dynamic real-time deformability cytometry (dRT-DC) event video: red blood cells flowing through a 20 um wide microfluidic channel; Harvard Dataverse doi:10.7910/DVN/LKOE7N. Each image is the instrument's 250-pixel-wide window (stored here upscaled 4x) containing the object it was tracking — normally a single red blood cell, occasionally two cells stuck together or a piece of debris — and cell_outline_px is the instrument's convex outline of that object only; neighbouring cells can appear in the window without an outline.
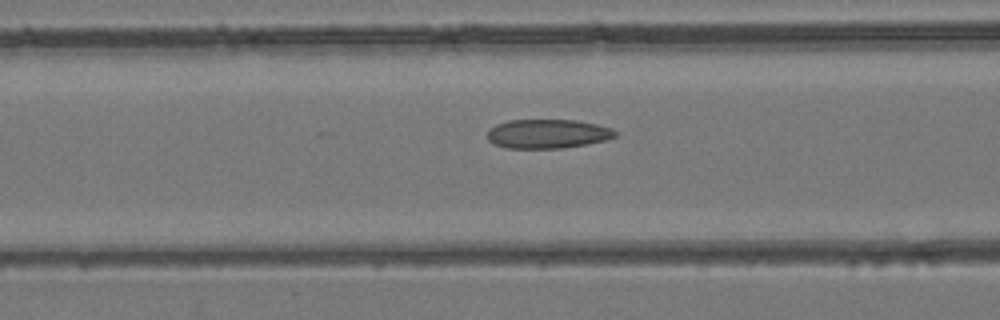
{"species": "common noctule bat (a hibernating species)", "species_latin": "Nyctalus noctula", "temperature_condition": "room temperature", "stored_images_in_passage": 40, "camera_frame_rate_fps": 3000, "um_per_image_px": 0.085, "animal": {"sex": "female", "body_mass_g": 24.6, "forearm_length_mm": 56.2}, "frame": {"image": 1, "passage_image": 14, "time_ms": 4.333, "image_size_px": [1000, 320], "cell_outline_px": [[620, 132], [616, 136], [604, 140], [588, 144], [560, 148], [504, 148], [488, 140], [488, 132], [496, 124], [508, 120], [576, 120], [596, 124], [612, 128]], "centroid_in_image_um": [46.58, 11.37], "position_along_channel_um": 120.0, "area_um2": 21.68}}
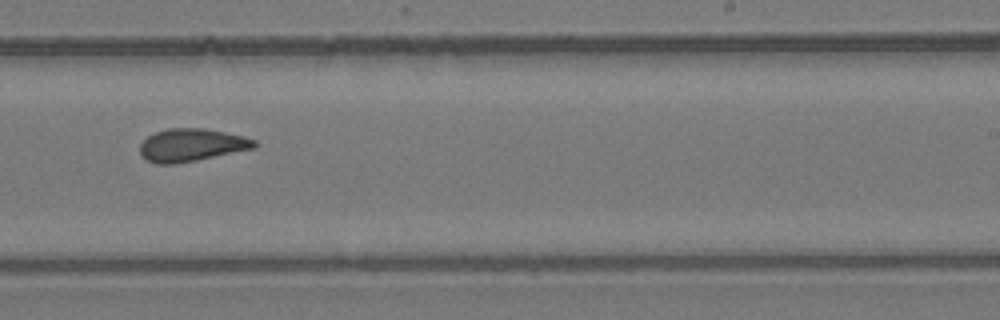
{"frame": {"image": 2, "passage_image": 25, "time_ms": 8.0, "image_size_px": [1000, 320], "cell_outline_px": [[260, 144], [256, 148], [176, 164], [156, 164], [144, 160], [140, 156], [140, 144], [148, 136], [156, 132], [168, 128], [204, 128], [244, 136], [256, 140]], "centroid_in_image_um": [16.28, 12.34], "position_along_channel_um": 272.7, "area_um2": 22.08}}
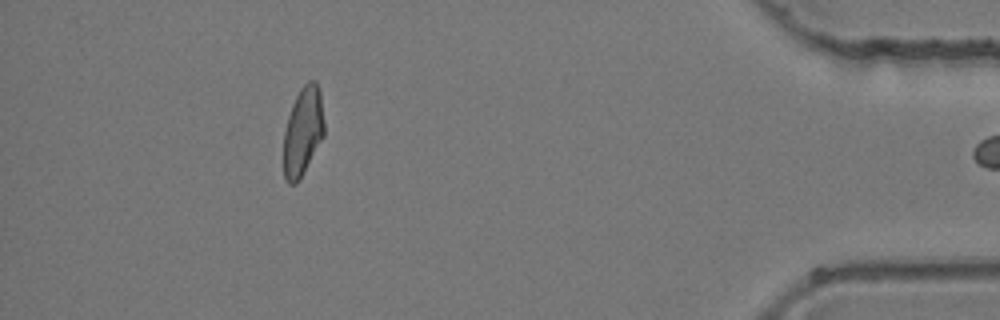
{"frame": {"image": 3, "passage_image": 39, "time_ms": 12.667, "image_size_px": [1000, 320], "cell_outline_px": [[324, 136], [300, 180], [296, 184], [288, 184], [284, 180], [284, 132], [288, 116], [292, 104], [300, 88], [308, 80], [316, 80], [320, 92], [324, 124]], "centroid_in_image_um": [25.74, 11.19], "position_along_channel_um": 409.5, "area_um2": 21.15}}